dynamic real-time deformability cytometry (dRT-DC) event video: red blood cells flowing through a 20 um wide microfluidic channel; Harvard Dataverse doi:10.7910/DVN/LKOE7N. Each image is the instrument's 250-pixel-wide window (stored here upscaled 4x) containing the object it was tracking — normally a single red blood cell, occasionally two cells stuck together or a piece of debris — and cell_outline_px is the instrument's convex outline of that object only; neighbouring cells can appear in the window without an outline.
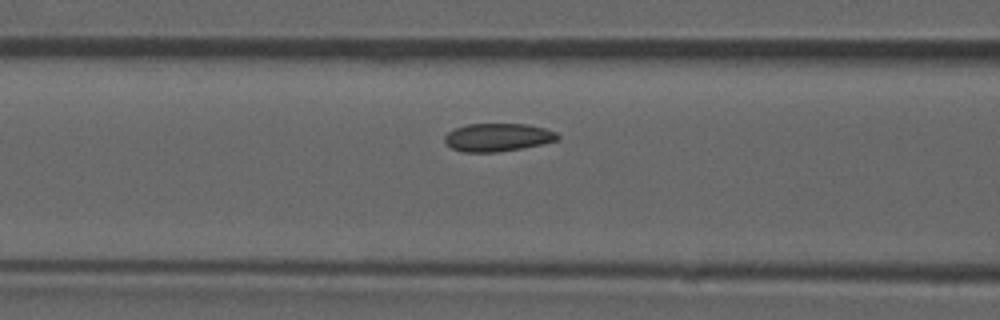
{"species": "common noctule bat (a hibernating species)", "species_latin": "Nyctalus noctula", "temperature_condition": "room temperature", "stored_images_in_passage": 44, "camera_frame_rate_fps": 3000, "um_per_image_px": 0.085, "animal": {"sex": "male", "forearm_length_mm": 52.5}, "frame": {"image": 1, "passage_image": 13, "time_ms": 4.0, "image_size_px": [1000, 320], "cell_outline_px": [[560, 140], [520, 148], [496, 152], [460, 152], [444, 144], [444, 136], [448, 132], [456, 128], [468, 124], [524, 124], [544, 128], [556, 132], [560, 136]], "centroid_in_image_um": [42.28, 11.68], "position_along_channel_um": 124.3, "area_um2": 18.44}}